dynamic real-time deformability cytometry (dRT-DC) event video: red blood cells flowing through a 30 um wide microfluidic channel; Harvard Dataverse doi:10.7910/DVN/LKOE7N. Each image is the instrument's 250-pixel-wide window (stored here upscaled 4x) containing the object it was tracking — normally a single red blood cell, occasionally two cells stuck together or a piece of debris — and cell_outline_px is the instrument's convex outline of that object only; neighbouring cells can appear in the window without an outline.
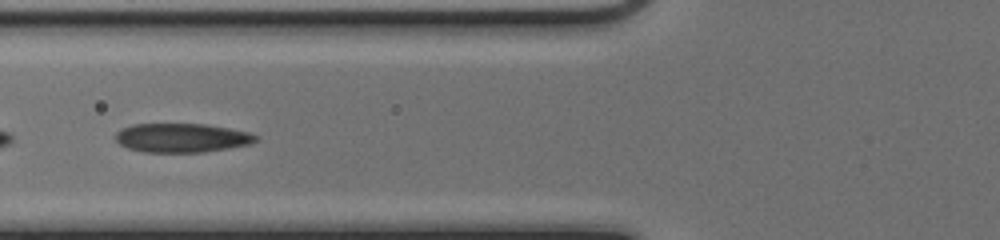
{"species": "common noctule bat (a hibernating species)", "species_latin": "Nyctalus noctula", "temperature_condition": "cold", "stored_images_in_passage": 25, "camera_frame_rate_fps": 3000, "um_per_image_px": 0.085, "animal": {"sex": "female", "body_mass_g": 17.0, "forearm_length_mm": 48.0}, "frame": {"image": 1, "passage_image": 20, "time_ms": 6.333, "image_size_px": [1000, 240], "cell_outline_px": [[260, 136], [252, 144], [204, 152], [144, 152], [128, 148], [120, 144], [116, 140], [116, 132], [120, 128], [132, 124], [204, 124], [228, 128], [248, 132]], "centroid_in_image_um": [15.45, 11.71], "position_along_channel_um": 110.4, "area_um2": 23.76}}